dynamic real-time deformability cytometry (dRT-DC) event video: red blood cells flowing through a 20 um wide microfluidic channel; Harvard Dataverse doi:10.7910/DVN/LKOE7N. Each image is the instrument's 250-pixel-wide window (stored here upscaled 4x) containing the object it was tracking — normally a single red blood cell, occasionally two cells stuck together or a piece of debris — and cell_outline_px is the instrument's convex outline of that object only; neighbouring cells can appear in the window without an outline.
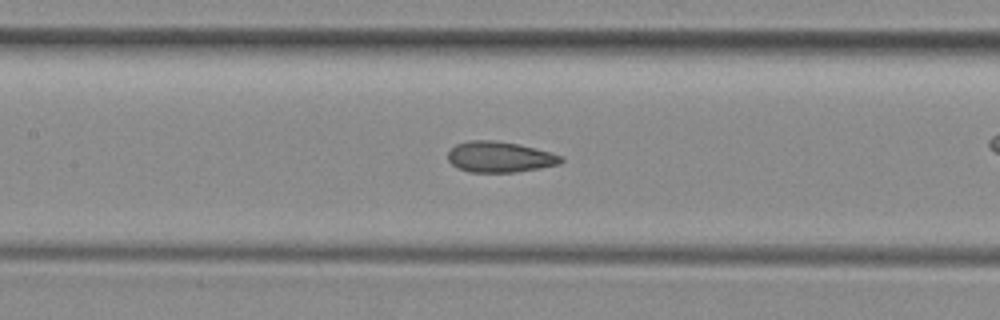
{"species": "common noctule bat (a hibernating species)", "species_latin": "Nyctalus noctula", "temperature_condition": "room temperature", "stored_images_in_passage": 40, "camera_frame_rate_fps": 3000, "um_per_image_px": 0.085, "animal": {"sex": "female", "body_mass_g": 29.2, "forearm_length_mm": 56.3}, "frame": {"image": 1, "passage_image": 23, "time_ms": 7.333, "image_size_px": [1000, 320], "cell_outline_px": [[564, 160], [560, 164], [540, 168], [516, 172], [468, 172], [456, 168], [448, 160], [448, 152], [456, 144], [468, 140], [492, 140], [520, 144], [552, 152], [564, 156]], "centroid_in_image_um": [42.5, 13.34], "position_along_channel_um": 164.9, "area_um2": 20.58}}
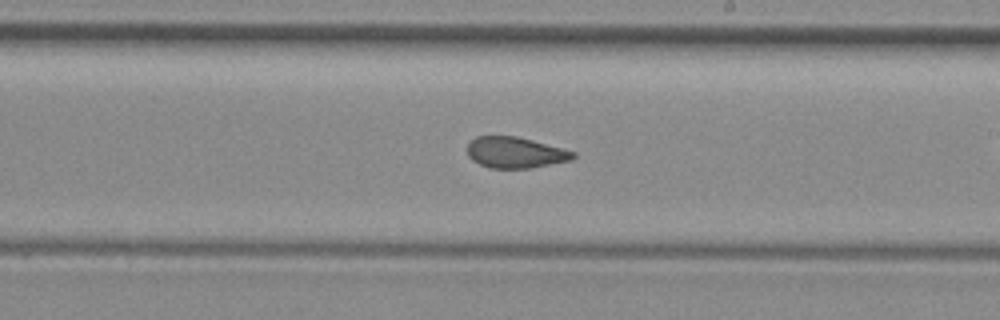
{"frame": {"image": 2, "passage_image": 29, "time_ms": 9.333, "image_size_px": [1000, 320], "cell_outline_px": [[576, 156], [572, 160], [532, 168], [488, 168], [472, 160], [468, 156], [468, 144], [476, 136], [516, 136], [532, 140], [576, 152]], "centroid_in_image_um": [43.81, 12.97], "position_along_channel_um": 245.2, "area_um2": 19.13}}